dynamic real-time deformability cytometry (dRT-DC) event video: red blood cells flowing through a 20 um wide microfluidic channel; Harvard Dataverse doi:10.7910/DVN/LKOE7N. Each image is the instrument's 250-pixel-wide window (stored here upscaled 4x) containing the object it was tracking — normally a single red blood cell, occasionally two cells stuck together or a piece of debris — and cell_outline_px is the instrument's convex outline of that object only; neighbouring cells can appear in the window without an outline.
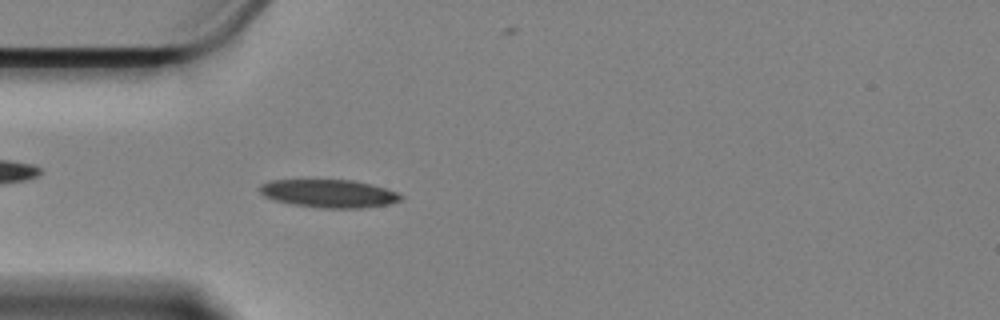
{"species": "Egyptian fruit bat (a non-hibernating species)", "species_latin": "Rousettus aegyptiacus", "temperature_condition": "cold", "stored_images_in_passage": 58, "camera_frame_rate_fps": 3000, "um_per_image_px": 0.085, "animal": {"sex": "female"}, "frame": {"image": 1, "passage_image": 15, "time_ms": 4.667, "image_size_px": [1000, 320], "cell_outline_px": [[404, 196], [400, 200], [388, 204], [364, 208], [320, 208], [292, 204], [276, 200], [264, 196], [260, 192], [260, 184], [268, 180], [352, 180], [384, 188], [396, 192]], "centroid_in_image_um": [27.93, 16.45], "position_along_channel_um": 57.1, "area_um2": 22.89}}
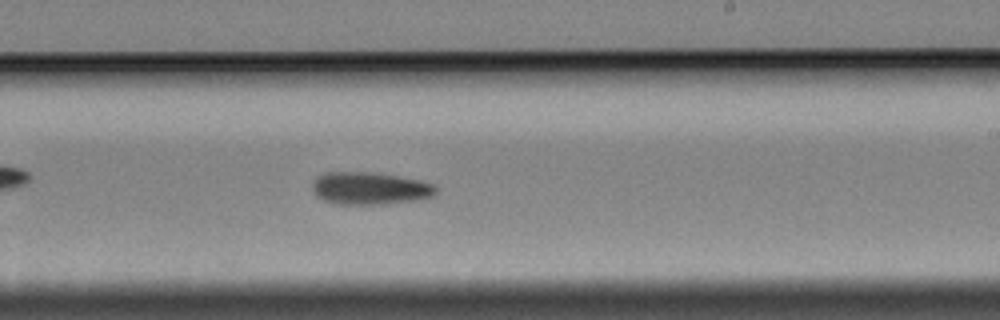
{"frame": {"image": 2, "passage_image": 33, "time_ms": 10.667, "image_size_px": [1000, 320], "cell_outline_px": [[436, 192], [432, 196], [416, 200], [376, 204], [340, 204], [324, 200], [316, 196], [312, 188], [312, 184], [320, 176], [328, 172], [372, 172], [420, 180], [432, 184], [436, 188]], "centroid_in_image_um": [31.43, 16.01], "position_along_channel_um": 257.6, "area_um2": 22.95}}
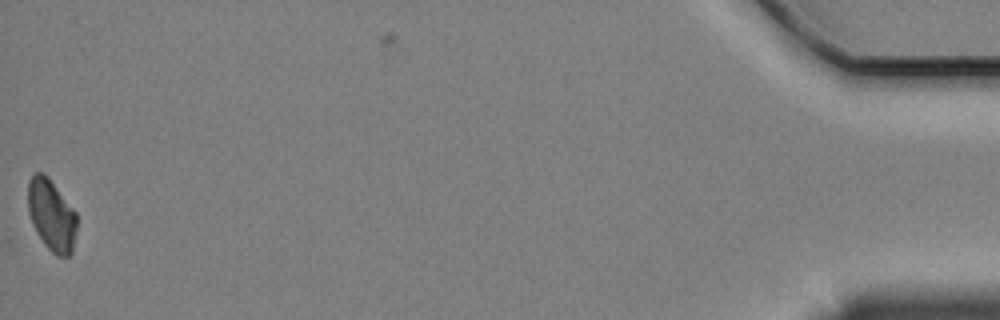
{"frame": {"image": 3, "passage_image": 57, "time_ms": 18.667, "image_size_px": [1000, 320], "cell_outline_px": [[76, 228], [72, 252], [68, 256], [56, 256], [44, 244], [36, 232], [32, 224], [28, 212], [28, 180], [36, 172], [40, 172], [52, 184], [76, 212]], "centroid_in_image_um": [4.36, 18.34], "position_along_channel_um": 430.8, "area_um2": 19.88}, "authors_computed_cell_mechanics": {"area_um2": 21.7039, "velocity_mm_per_s": 3.3894, "shape_relaxation_time_tau1_ms": 4.6617, "shape_relaxation_time_tau2_ms": null, "deformation_change_tau1": 0.1212, "deformation_change_tau2": null}}